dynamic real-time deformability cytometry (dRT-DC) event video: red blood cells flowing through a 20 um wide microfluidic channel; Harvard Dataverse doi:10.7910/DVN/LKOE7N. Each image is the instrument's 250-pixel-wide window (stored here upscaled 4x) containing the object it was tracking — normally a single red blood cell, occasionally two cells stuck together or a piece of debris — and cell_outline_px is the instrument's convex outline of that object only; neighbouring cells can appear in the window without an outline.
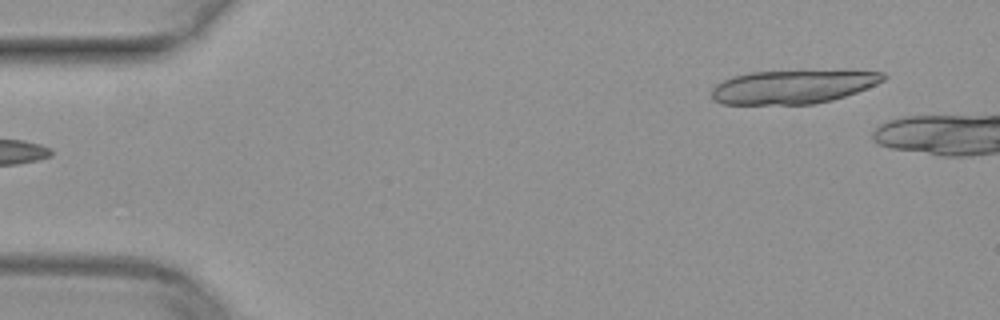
{"species": "common noctule bat (a hibernating species)", "species_latin": "Nyctalus noctula", "temperature_condition": "warm", "stored_images_in_passage": 9, "camera_frame_rate_fps": 3000, "um_per_image_px": 0.085, "animal": {"sex": "female", "body_mass_g": 29.2, "forearm_length_mm": 56.3}, "frame": {"image": 1, "passage_image": 1, "time_ms": 0.0, "image_size_px": [1000, 320], "cell_outline_px": [[888, 76], [884, 80], [876, 84], [856, 92], [832, 100], [812, 104], [720, 104], [712, 100], [712, 88], [716, 84], [732, 76], [752, 72], [844, 68], [884, 72]], "centroid_in_image_um": [67.48, 7.33], "position_along_channel_um": 17.5, "area_um2": 34.8}}